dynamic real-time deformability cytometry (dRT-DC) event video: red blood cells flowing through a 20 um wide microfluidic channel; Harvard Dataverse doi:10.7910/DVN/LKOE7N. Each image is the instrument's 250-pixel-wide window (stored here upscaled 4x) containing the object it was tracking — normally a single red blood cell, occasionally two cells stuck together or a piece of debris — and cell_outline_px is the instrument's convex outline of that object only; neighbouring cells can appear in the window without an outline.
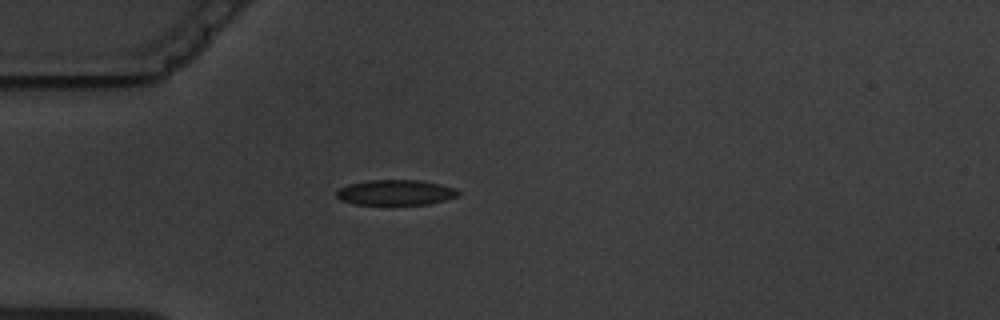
{"species": "common noctule bat (a hibernating species)", "species_latin": "Nyctalus noctula", "temperature_condition": "warm", "stored_images_in_passage": 1, "camera_frame_rate_fps": 3000, "um_per_image_px": 0.085, "animal": {"sex": "male", "body_mass_g": 19.5, "forearm_length_mm": 54.6}, "frame": {"image": 1, "passage_image": 1, "time_ms": 0.0, "image_size_px": [1000, 320], "cell_outline_px": [[460, 192], [456, 196], [444, 200], [428, 204], [352, 204], [340, 200], [336, 196], [336, 192], [340, 188], [348, 184], [368, 180], [420, 180], [440, 184], [456, 188]], "centroid_in_image_um": [33.6, 16.35], "position_along_channel_um": 51.4, "area_um2": 17.92}}